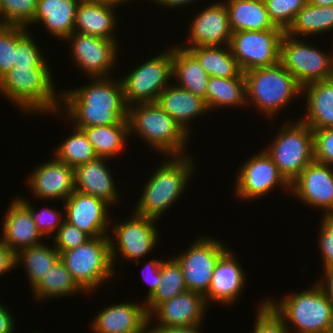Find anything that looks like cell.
Listing matches in <instances>:
<instances>
[{
  "label": "cell",
  "mask_w": 333,
  "mask_h": 333,
  "mask_svg": "<svg viewBox=\"0 0 333 333\" xmlns=\"http://www.w3.org/2000/svg\"><path fill=\"white\" fill-rule=\"evenodd\" d=\"M154 2H157L158 5L168 7L170 8H178V7H183L185 5L194 3L197 0H152Z\"/></svg>",
  "instance_id": "cell-53"
},
{
  "label": "cell",
  "mask_w": 333,
  "mask_h": 333,
  "mask_svg": "<svg viewBox=\"0 0 333 333\" xmlns=\"http://www.w3.org/2000/svg\"><path fill=\"white\" fill-rule=\"evenodd\" d=\"M169 157L170 160L158 166L145 183L133 212L159 220L163 212L182 197L196 166L188 153Z\"/></svg>",
  "instance_id": "cell-3"
},
{
  "label": "cell",
  "mask_w": 333,
  "mask_h": 333,
  "mask_svg": "<svg viewBox=\"0 0 333 333\" xmlns=\"http://www.w3.org/2000/svg\"><path fill=\"white\" fill-rule=\"evenodd\" d=\"M306 94V117L299 119L313 129L333 127V78L310 83L302 88Z\"/></svg>",
  "instance_id": "cell-28"
},
{
  "label": "cell",
  "mask_w": 333,
  "mask_h": 333,
  "mask_svg": "<svg viewBox=\"0 0 333 333\" xmlns=\"http://www.w3.org/2000/svg\"><path fill=\"white\" fill-rule=\"evenodd\" d=\"M90 1H94V2H97V3L105 4V5H110V6H113V7H117L121 4H123V2L126 3L129 0H90Z\"/></svg>",
  "instance_id": "cell-54"
},
{
  "label": "cell",
  "mask_w": 333,
  "mask_h": 333,
  "mask_svg": "<svg viewBox=\"0 0 333 333\" xmlns=\"http://www.w3.org/2000/svg\"><path fill=\"white\" fill-rule=\"evenodd\" d=\"M28 28L0 24V79L15 62V46Z\"/></svg>",
  "instance_id": "cell-40"
},
{
  "label": "cell",
  "mask_w": 333,
  "mask_h": 333,
  "mask_svg": "<svg viewBox=\"0 0 333 333\" xmlns=\"http://www.w3.org/2000/svg\"><path fill=\"white\" fill-rule=\"evenodd\" d=\"M323 269L325 280L322 277V279L317 282V285L323 290L333 308V267Z\"/></svg>",
  "instance_id": "cell-51"
},
{
  "label": "cell",
  "mask_w": 333,
  "mask_h": 333,
  "mask_svg": "<svg viewBox=\"0 0 333 333\" xmlns=\"http://www.w3.org/2000/svg\"><path fill=\"white\" fill-rule=\"evenodd\" d=\"M106 157H97L74 168L75 190L98 197L108 204L117 203L118 192Z\"/></svg>",
  "instance_id": "cell-24"
},
{
  "label": "cell",
  "mask_w": 333,
  "mask_h": 333,
  "mask_svg": "<svg viewBox=\"0 0 333 333\" xmlns=\"http://www.w3.org/2000/svg\"><path fill=\"white\" fill-rule=\"evenodd\" d=\"M311 5L316 6H331L333 5V0H307Z\"/></svg>",
  "instance_id": "cell-55"
},
{
  "label": "cell",
  "mask_w": 333,
  "mask_h": 333,
  "mask_svg": "<svg viewBox=\"0 0 333 333\" xmlns=\"http://www.w3.org/2000/svg\"><path fill=\"white\" fill-rule=\"evenodd\" d=\"M3 221L1 240L15 254L22 249L40 244L44 239L37 230L29 210L17 198L9 204Z\"/></svg>",
  "instance_id": "cell-23"
},
{
  "label": "cell",
  "mask_w": 333,
  "mask_h": 333,
  "mask_svg": "<svg viewBox=\"0 0 333 333\" xmlns=\"http://www.w3.org/2000/svg\"><path fill=\"white\" fill-rule=\"evenodd\" d=\"M285 31H239L232 33L229 43L241 71L271 67L280 63V44Z\"/></svg>",
  "instance_id": "cell-11"
},
{
  "label": "cell",
  "mask_w": 333,
  "mask_h": 333,
  "mask_svg": "<svg viewBox=\"0 0 333 333\" xmlns=\"http://www.w3.org/2000/svg\"><path fill=\"white\" fill-rule=\"evenodd\" d=\"M314 161L333 166V127L313 129Z\"/></svg>",
  "instance_id": "cell-46"
},
{
  "label": "cell",
  "mask_w": 333,
  "mask_h": 333,
  "mask_svg": "<svg viewBox=\"0 0 333 333\" xmlns=\"http://www.w3.org/2000/svg\"><path fill=\"white\" fill-rule=\"evenodd\" d=\"M72 131V134L58 145L57 149H54L53 157L72 168H76L98 156L82 129L74 127Z\"/></svg>",
  "instance_id": "cell-38"
},
{
  "label": "cell",
  "mask_w": 333,
  "mask_h": 333,
  "mask_svg": "<svg viewBox=\"0 0 333 333\" xmlns=\"http://www.w3.org/2000/svg\"><path fill=\"white\" fill-rule=\"evenodd\" d=\"M128 122L130 135H139L150 148L158 150L160 155L168 158L185 155L188 134L156 102L129 106Z\"/></svg>",
  "instance_id": "cell-4"
},
{
  "label": "cell",
  "mask_w": 333,
  "mask_h": 333,
  "mask_svg": "<svg viewBox=\"0 0 333 333\" xmlns=\"http://www.w3.org/2000/svg\"><path fill=\"white\" fill-rule=\"evenodd\" d=\"M149 326L145 304L127 301L105 307L91 324L93 333H147Z\"/></svg>",
  "instance_id": "cell-21"
},
{
  "label": "cell",
  "mask_w": 333,
  "mask_h": 333,
  "mask_svg": "<svg viewBox=\"0 0 333 333\" xmlns=\"http://www.w3.org/2000/svg\"><path fill=\"white\" fill-rule=\"evenodd\" d=\"M80 0H38L32 24H43L48 33L59 40L74 32L76 9Z\"/></svg>",
  "instance_id": "cell-26"
},
{
  "label": "cell",
  "mask_w": 333,
  "mask_h": 333,
  "mask_svg": "<svg viewBox=\"0 0 333 333\" xmlns=\"http://www.w3.org/2000/svg\"><path fill=\"white\" fill-rule=\"evenodd\" d=\"M132 215L127 221L114 223L116 225L111 229L114 238H112L113 234L108 235L113 265L119 253H121L120 257L128 261L132 260L138 265L142 261L139 259L149 254L160 239L154 225L156 219L135 212Z\"/></svg>",
  "instance_id": "cell-13"
},
{
  "label": "cell",
  "mask_w": 333,
  "mask_h": 333,
  "mask_svg": "<svg viewBox=\"0 0 333 333\" xmlns=\"http://www.w3.org/2000/svg\"><path fill=\"white\" fill-rule=\"evenodd\" d=\"M84 291L73 280L65 264L59 259L33 288L32 294L36 300H46L71 296V294Z\"/></svg>",
  "instance_id": "cell-36"
},
{
  "label": "cell",
  "mask_w": 333,
  "mask_h": 333,
  "mask_svg": "<svg viewBox=\"0 0 333 333\" xmlns=\"http://www.w3.org/2000/svg\"><path fill=\"white\" fill-rule=\"evenodd\" d=\"M53 246V247H52ZM43 245L42 243L20 250L15 254L16 267L19 263L25 267L29 285L33 289L49 269L60 259V253L57 248Z\"/></svg>",
  "instance_id": "cell-35"
},
{
  "label": "cell",
  "mask_w": 333,
  "mask_h": 333,
  "mask_svg": "<svg viewBox=\"0 0 333 333\" xmlns=\"http://www.w3.org/2000/svg\"><path fill=\"white\" fill-rule=\"evenodd\" d=\"M206 307L207 303L203 294L187 290L171 300L160 303L149 314V324H151V319L155 318L157 320L155 326L188 327L200 325L203 322L205 311H207Z\"/></svg>",
  "instance_id": "cell-20"
},
{
  "label": "cell",
  "mask_w": 333,
  "mask_h": 333,
  "mask_svg": "<svg viewBox=\"0 0 333 333\" xmlns=\"http://www.w3.org/2000/svg\"><path fill=\"white\" fill-rule=\"evenodd\" d=\"M179 46L189 50L209 76L234 78L243 73L232 55L229 45L187 48L179 43Z\"/></svg>",
  "instance_id": "cell-32"
},
{
  "label": "cell",
  "mask_w": 333,
  "mask_h": 333,
  "mask_svg": "<svg viewBox=\"0 0 333 333\" xmlns=\"http://www.w3.org/2000/svg\"><path fill=\"white\" fill-rule=\"evenodd\" d=\"M286 33L280 44V64L304 86L333 78V51L322 52L306 42Z\"/></svg>",
  "instance_id": "cell-9"
},
{
  "label": "cell",
  "mask_w": 333,
  "mask_h": 333,
  "mask_svg": "<svg viewBox=\"0 0 333 333\" xmlns=\"http://www.w3.org/2000/svg\"><path fill=\"white\" fill-rule=\"evenodd\" d=\"M232 33L281 29L271 21L264 0H226Z\"/></svg>",
  "instance_id": "cell-30"
},
{
  "label": "cell",
  "mask_w": 333,
  "mask_h": 333,
  "mask_svg": "<svg viewBox=\"0 0 333 333\" xmlns=\"http://www.w3.org/2000/svg\"><path fill=\"white\" fill-rule=\"evenodd\" d=\"M38 166L27 178L36 198L64 202L75 191L74 168L55 157Z\"/></svg>",
  "instance_id": "cell-19"
},
{
  "label": "cell",
  "mask_w": 333,
  "mask_h": 333,
  "mask_svg": "<svg viewBox=\"0 0 333 333\" xmlns=\"http://www.w3.org/2000/svg\"><path fill=\"white\" fill-rule=\"evenodd\" d=\"M332 167L313 160L290 183L291 194L312 208L333 212Z\"/></svg>",
  "instance_id": "cell-16"
},
{
  "label": "cell",
  "mask_w": 333,
  "mask_h": 333,
  "mask_svg": "<svg viewBox=\"0 0 333 333\" xmlns=\"http://www.w3.org/2000/svg\"><path fill=\"white\" fill-rule=\"evenodd\" d=\"M208 73L198 59L187 49L179 45L172 47V78L178 87L202 97L206 104Z\"/></svg>",
  "instance_id": "cell-29"
},
{
  "label": "cell",
  "mask_w": 333,
  "mask_h": 333,
  "mask_svg": "<svg viewBox=\"0 0 333 333\" xmlns=\"http://www.w3.org/2000/svg\"><path fill=\"white\" fill-rule=\"evenodd\" d=\"M15 253L0 239V276L16 267Z\"/></svg>",
  "instance_id": "cell-49"
},
{
  "label": "cell",
  "mask_w": 333,
  "mask_h": 333,
  "mask_svg": "<svg viewBox=\"0 0 333 333\" xmlns=\"http://www.w3.org/2000/svg\"><path fill=\"white\" fill-rule=\"evenodd\" d=\"M82 130L97 156L109 160L125 148L126 138L130 135L129 123L83 127Z\"/></svg>",
  "instance_id": "cell-34"
},
{
  "label": "cell",
  "mask_w": 333,
  "mask_h": 333,
  "mask_svg": "<svg viewBox=\"0 0 333 333\" xmlns=\"http://www.w3.org/2000/svg\"><path fill=\"white\" fill-rule=\"evenodd\" d=\"M131 71L121 79L126 105L156 102L162 90L171 84L172 48Z\"/></svg>",
  "instance_id": "cell-10"
},
{
  "label": "cell",
  "mask_w": 333,
  "mask_h": 333,
  "mask_svg": "<svg viewBox=\"0 0 333 333\" xmlns=\"http://www.w3.org/2000/svg\"><path fill=\"white\" fill-rule=\"evenodd\" d=\"M309 289L283 297L279 302L265 301L284 320L295 333H331L333 327V308L323 292L315 283ZM297 330V331H296Z\"/></svg>",
  "instance_id": "cell-5"
},
{
  "label": "cell",
  "mask_w": 333,
  "mask_h": 333,
  "mask_svg": "<svg viewBox=\"0 0 333 333\" xmlns=\"http://www.w3.org/2000/svg\"><path fill=\"white\" fill-rule=\"evenodd\" d=\"M60 259L86 293L95 292L115 275L108 236L91 237L77 248L61 252Z\"/></svg>",
  "instance_id": "cell-7"
},
{
  "label": "cell",
  "mask_w": 333,
  "mask_h": 333,
  "mask_svg": "<svg viewBox=\"0 0 333 333\" xmlns=\"http://www.w3.org/2000/svg\"><path fill=\"white\" fill-rule=\"evenodd\" d=\"M195 16L189 27L188 48L227 46L230 43L232 30L224 2L209 4Z\"/></svg>",
  "instance_id": "cell-18"
},
{
  "label": "cell",
  "mask_w": 333,
  "mask_h": 333,
  "mask_svg": "<svg viewBox=\"0 0 333 333\" xmlns=\"http://www.w3.org/2000/svg\"><path fill=\"white\" fill-rule=\"evenodd\" d=\"M318 243L323 258V268L333 267V212H327L321 217Z\"/></svg>",
  "instance_id": "cell-47"
},
{
  "label": "cell",
  "mask_w": 333,
  "mask_h": 333,
  "mask_svg": "<svg viewBox=\"0 0 333 333\" xmlns=\"http://www.w3.org/2000/svg\"><path fill=\"white\" fill-rule=\"evenodd\" d=\"M65 220L90 237L108 236L109 218L106 201L74 191L63 203Z\"/></svg>",
  "instance_id": "cell-17"
},
{
  "label": "cell",
  "mask_w": 333,
  "mask_h": 333,
  "mask_svg": "<svg viewBox=\"0 0 333 333\" xmlns=\"http://www.w3.org/2000/svg\"><path fill=\"white\" fill-rule=\"evenodd\" d=\"M269 17L276 27L286 31L307 0H264Z\"/></svg>",
  "instance_id": "cell-42"
},
{
  "label": "cell",
  "mask_w": 333,
  "mask_h": 333,
  "mask_svg": "<svg viewBox=\"0 0 333 333\" xmlns=\"http://www.w3.org/2000/svg\"><path fill=\"white\" fill-rule=\"evenodd\" d=\"M333 30V5L316 6L306 3L296 14L292 24L285 31L291 37L324 34Z\"/></svg>",
  "instance_id": "cell-33"
},
{
  "label": "cell",
  "mask_w": 333,
  "mask_h": 333,
  "mask_svg": "<svg viewBox=\"0 0 333 333\" xmlns=\"http://www.w3.org/2000/svg\"><path fill=\"white\" fill-rule=\"evenodd\" d=\"M49 69L13 67L0 79V92L24 113L56 115L62 109L61 93L55 90Z\"/></svg>",
  "instance_id": "cell-2"
},
{
  "label": "cell",
  "mask_w": 333,
  "mask_h": 333,
  "mask_svg": "<svg viewBox=\"0 0 333 333\" xmlns=\"http://www.w3.org/2000/svg\"><path fill=\"white\" fill-rule=\"evenodd\" d=\"M242 166L238 170L234 190L239 199L256 200L271 193L278 186L290 191V183L279 172L265 150L251 155Z\"/></svg>",
  "instance_id": "cell-14"
},
{
  "label": "cell",
  "mask_w": 333,
  "mask_h": 333,
  "mask_svg": "<svg viewBox=\"0 0 333 333\" xmlns=\"http://www.w3.org/2000/svg\"><path fill=\"white\" fill-rule=\"evenodd\" d=\"M52 237L55 243L53 245L57 248L59 253L77 248L91 238L87 233L79 230L66 220L63 221L58 231Z\"/></svg>",
  "instance_id": "cell-45"
},
{
  "label": "cell",
  "mask_w": 333,
  "mask_h": 333,
  "mask_svg": "<svg viewBox=\"0 0 333 333\" xmlns=\"http://www.w3.org/2000/svg\"><path fill=\"white\" fill-rule=\"evenodd\" d=\"M161 260H153L151 259L150 262L146 263L144 268L142 269V277H144L146 283H148V294L146 296V300H148L157 290L158 285L161 281ZM147 270V271H146ZM148 272V273H147ZM143 279V280H144Z\"/></svg>",
  "instance_id": "cell-48"
},
{
  "label": "cell",
  "mask_w": 333,
  "mask_h": 333,
  "mask_svg": "<svg viewBox=\"0 0 333 333\" xmlns=\"http://www.w3.org/2000/svg\"><path fill=\"white\" fill-rule=\"evenodd\" d=\"M35 39L27 31L16 43L14 67L17 68H50L35 43Z\"/></svg>",
  "instance_id": "cell-41"
},
{
  "label": "cell",
  "mask_w": 333,
  "mask_h": 333,
  "mask_svg": "<svg viewBox=\"0 0 333 333\" xmlns=\"http://www.w3.org/2000/svg\"><path fill=\"white\" fill-rule=\"evenodd\" d=\"M270 145L265 151L289 183L314 160L312 129L300 120L283 123Z\"/></svg>",
  "instance_id": "cell-8"
},
{
  "label": "cell",
  "mask_w": 333,
  "mask_h": 333,
  "mask_svg": "<svg viewBox=\"0 0 333 333\" xmlns=\"http://www.w3.org/2000/svg\"><path fill=\"white\" fill-rule=\"evenodd\" d=\"M38 0H0V24L27 28L32 25Z\"/></svg>",
  "instance_id": "cell-39"
},
{
  "label": "cell",
  "mask_w": 333,
  "mask_h": 333,
  "mask_svg": "<svg viewBox=\"0 0 333 333\" xmlns=\"http://www.w3.org/2000/svg\"><path fill=\"white\" fill-rule=\"evenodd\" d=\"M14 316L5 304L0 303V333H14L15 330Z\"/></svg>",
  "instance_id": "cell-50"
},
{
  "label": "cell",
  "mask_w": 333,
  "mask_h": 333,
  "mask_svg": "<svg viewBox=\"0 0 333 333\" xmlns=\"http://www.w3.org/2000/svg\"><path fill=\"white\" fill-rule=\"evenodd\" d=\"M183 273L180 265L174 259L162 261L161 281L155 293L146 301V311L148 315L160 304L171 300L177 295L186 292Z\"/></svg>",
  "instance_id": "cell-37"
},
{
  "label": "cell",
  "mask_w": 333,
  "mask_h": 333,
  "mask_svg": "<svg viewBox=\"0 0 333 333\" xmlns=\"http://www.w3.org/2000/svg\"><path fill=\"white\" fill-rule=\"evenodd\" d=\"M73 62L90 78H109L114 68L118 45L116 40L73 32L67 39Z\"/></svg>",
  "instance_id": "cell-15"
},
{
  "label": "cell",
  "mask_w": 333,
  "mask_h": 333,
  "mask_svg": "<svg viewBox=\"0 0 333 333\" xmlns=\"http://www.w3.org/2000/svg\"><path fill=\"white\" fill-rule=\"evenodd\" d=\"M90 80L83 87L60 91L61 106L64 105V114L67 112L72 127L129 123L121 80L114 81L111 77Z\"/></svg>",
  "instance_id": "cell-1"
},
{
  "label": "cell",
  "mask_w": 333,
  "mask_h": 333,
  "mask_svg": "<svg viewBox=\"0 0 333 333\" xmlns=\"http://www.w3.org/2000/svg\"><path fill=\"white\" fill-rule=\"evenodd\" d=\"M157 105L168 113L189 135L191 127L189 122L208 112V108L202 97L169 84L159 94Z\"/></svg>",
  "instance_id": "cell-25"
},
{
  "label": "cell",
  "mask_w": 333,
  "mask_h": 333,
  "mask_svg": "<svg viewBox=\"0 0 333 333\" xmlns=\"http://www.w3.org/2000/svg\"><path fill=\"white\" fill-rule=\"evenodd\" d=\"M221 240L198 237L190 247L175 260L180 265L184 283L189 291L205 295L208 292L215 266L229 249Z\"/></svg>",
  "instance_id": "cell-12"
},
{
  "label": "cell",
  "mask_w": 333,
  "mask_h": 333,
  "mask_svg": "<svg viewBox=\"0 0 333 333\" xmlns=\"http://www.w3.org/2000/svg\"><path fill=\"white\" fill-rule=\"evenodd\" d=\"M244 75L246 103L252 102L268 119L273 120L284 105L286 107L287 103L302 94V87L280 63L252 69Z\"/></svg>",
  "instance_id": "cell-6"
},
{
  "label": "cell",
  "mask_w": 333,
  "mask_h": 333,
  "mask_svg": "<svg viewBox=\"0 0 333 333\" xmlns=\"http://www.w3.org/2000/svg\"><path fill=\"white\" fill-rule=\"evenodd\" d=\"M115 7L90 0H80L76 9L74 31L115 40L116 22ZM113 33V34H112Z\"/></svg>",
  "instance_id": "cell-27"
},
{
  "label": "cell",
  "mask_w": 333,
  "mask_h": 333,
  "mask_svg": "<svg viewBox=\"0 0 333 333\" xmlns=\"http://www.w3.org/2000/svg\"><path fill=\"white\" fill-rule=\"evenodd\" d=\"M17 199L29 210V213L34 220L37 230L45 236V238H52V232H57L59 227L62 225L65 220L61 213L56 211V209L42 208L39 212L32 207L31 203L28 201V198H21L20 196Z\"/></svg>",
  "instance_id": "cell-43"
},
{
  "label": "cell",
  "mask_w": 333,
  "mask_h": 333,
  "mask_svg": "<svg viewBox=\"0 0 333 333\" xmlns=\"http://www.w3.org/2000/svg\"><path fill=\"white\" fill-rule=\"evenodd\" d=\"M246 104L244 73L234 78L209 77L206 89V106L209 111L216 107H243Z\"/></svg>",
  "instance_id": "cell-31"
},
{
  "label": "cell",
  "mask_w": 333,
  "mask_h": 333,
  "mask_svg": "<svg viewBox=\"0 0 333 333\" xmlns=\"http://www.w3.org/2000/svg\"><path fill=\"white\" fill-rule=\"evenodd\" d=\"M252 333H291L284 320L266 302L262 301L255 316Z\"/></svg>",
  "instance_id": "cell-44"
},
{
  "label": "cell",
  "mask_w": 333,
  "mask_h": 333,
  "mask_svg": "<svg viewBox=\"0 0 333 333\" xmlns=\"http://www.w3.org/2000/svg\"><path fill=\"white\" fill-rule=\"evenodd\" d=\"M235 254L227 250L218 260L208 292L204 295L207 305L214 301L230 305L243 292L246 273L235 259ZM221 302V303H220Z\"/></svg>",
  "instance_id": "cell-22"
},
{
  "label": "cell",
  "mask_w": 333,
  "mask_h": 333,
  "mask_svg": "<svg viewBox=\"0 0 333 333\" xmlns=\"http://www.w3.org/2000/svg\"><path fill=\"white\" fill-rule=\"evenodd\" d=\"M201 325H194L188 327H162V326H150L148 331L150 333H201ZM153 327V328H152Z\"/></svg>",
  "instance_id": "cell-52"
}]
</instances>
